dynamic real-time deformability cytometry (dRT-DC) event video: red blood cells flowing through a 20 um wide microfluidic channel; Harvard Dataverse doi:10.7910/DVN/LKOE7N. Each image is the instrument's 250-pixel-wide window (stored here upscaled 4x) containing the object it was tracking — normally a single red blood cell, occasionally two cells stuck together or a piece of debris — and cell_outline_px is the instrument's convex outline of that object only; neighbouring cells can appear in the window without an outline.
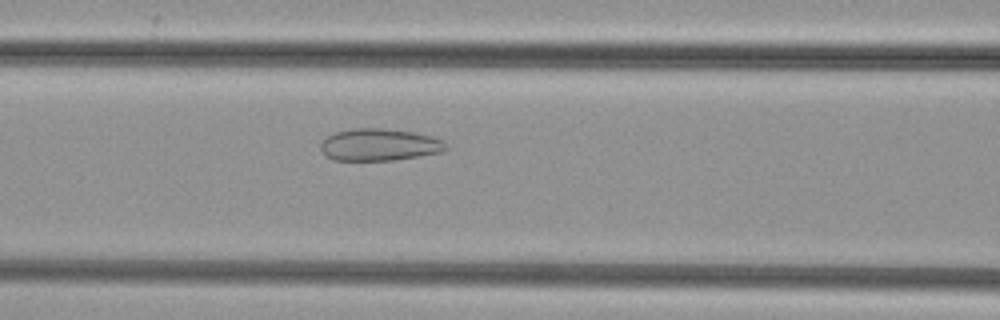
{"species": "common noctule bat (a hibernating species)", "species_latin": "Nyctalus noctula", "temperature_condition": "cold", "stored_images_in_passage": 52, "camera_frame_rate_fps": 3000, "um_per_image_px": 0.085, "animal": {"sex": "female", "body_mass_g": 29.2, "forearm_length_mm": 56.3}, "frame": {"image": 1, "passage_image": 22, "time_ms": 7.0, "image_size_px": [1000, 320], "cell_outline_px": [[448, 148], [440, 152], [420, 156], [392, 160], [332, 160], [324, 156], [320, 148], [320, 144], [328, 136], [336, 132], [352, 128], [380, 128], [412, 132], [432, 136], [444, 140], [448, 144]], "centroid_in_image_um": [32.24, 12.3], "position_along_channel_um": 134.4, "area_um2": 23.52}}
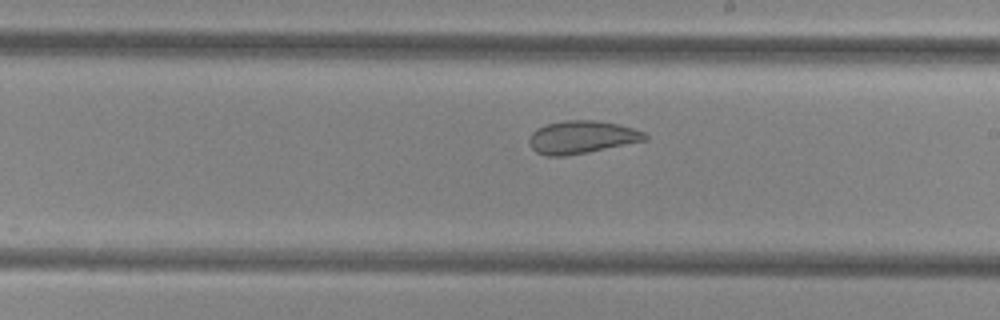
{"frame": {"image": 2, "passage_image": 30, "time_ms": 9.667, "image_size_px": [1000, 320], "cell_outline_px": [[648, 140], [588, 152], [564, 156], [548, 156], [536, 152], [528, 144], [528, 136], [536, 128], [544, 124], [564, 120], [596, 120], [620, 124], [644, 132], [648, 136]], "centroid_in_image_um": [49.42, 11.65], "position_along_channel_um": 239.6, "area_um2": 22.43}}
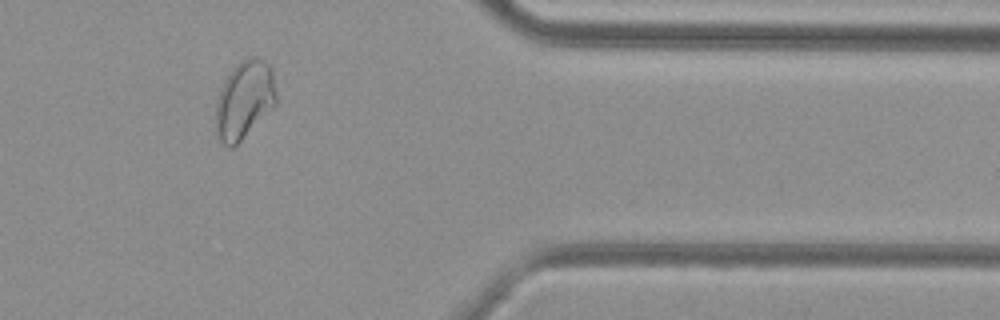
{"frame": {"image": 3, "passage_image": 43, "time_ms": 14.0, "image_size_px": [1000, 320], "cell_outline_px": [[276, 104], [232, 148], [228, 148], [216, 136], [216, 100], [220, 88], [224, 80], [232, 68], [240, 60], [248, 56], [256, 56], [264, 60], [272, 68], [276, 92]], "centroid_in_image_um": [20.75, 8.44], "position_along_channel_um": 390.6, "area_um2": 27.57}}